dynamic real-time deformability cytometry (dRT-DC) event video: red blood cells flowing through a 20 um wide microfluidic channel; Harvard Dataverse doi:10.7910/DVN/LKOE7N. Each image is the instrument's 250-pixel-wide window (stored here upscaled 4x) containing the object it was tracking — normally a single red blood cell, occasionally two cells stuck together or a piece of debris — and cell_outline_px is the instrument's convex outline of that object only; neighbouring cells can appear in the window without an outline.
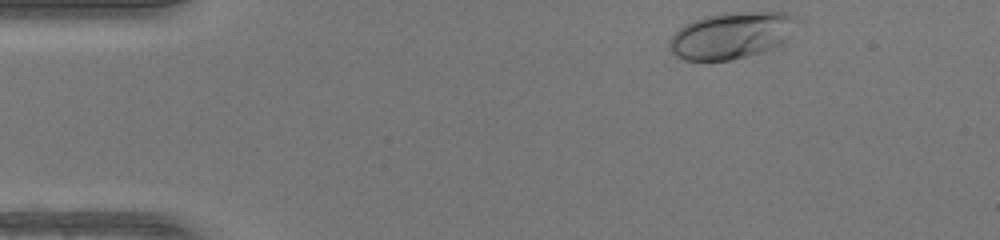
{"species": "human", "species_latin": "Homo sapiens", "temperature_condition": "warm", "stored_images_in_passage": 35, "camera_frame_rate_fps": 3000, "um_per_image_px": 0.085, "donor": {"sex": "female"}, "frame": {"image": 1, "passage_image": 1, "time_ms": 0.0, "image_size_px": [1000, 240], "cell_outline_px": [[800, 16], [784, 40], [760, 52], [748, 56], [732, 60], [684, 60], [676, 56], [668, 48], [668, 40], [684, 24], [704, 16], [724, 12], [784, 12]], "centroid_in_image_um": [62.11, 2.99], "position_along_channel_um": 22.9, "area_um2": 34.33}}
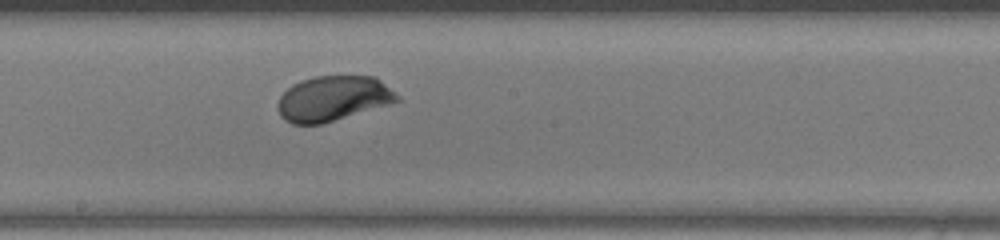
{"frame": {"image": 2, "passage_image": 21, "time_ms": 6.667, "image_size_px": [1000, 240], "cell_outline_px": [[404, 100], [324, 124], [292, 124], [284, 120], [280, 116], [276, 108], [276, 104], [280, 96], [292, 84], [300, 80], [316, 76], [376, 76], [400, 96]], "centroid_in_image_um": [28.32, 8.38], "position_along_channel_um": 219.9, "area_um2": 31.96}}
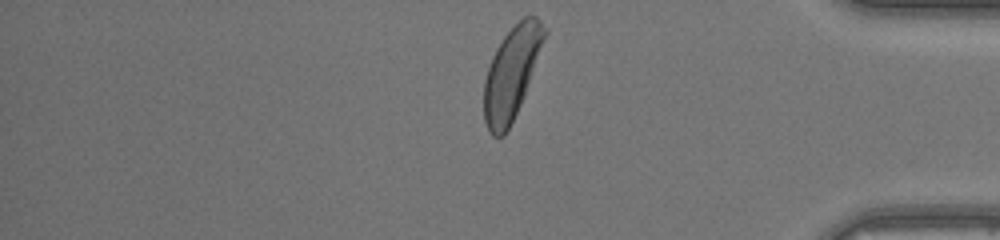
{"frame": {"image": 3, "passage_image": 35, "time_ms": 11.333, "image_size_px": [1000, 240], "cell_outline_px": [[548, 32], [524, 96], [504, 136], [492, 136], [488, 132], [484, 120], [484, 80], [492, 56], [496, 48], [504, 36], [524, 16], [536, 16], [540, 20]], "centroid_in_image_um": [43.48, 6.2], "position_along_channel_um": 391.7, "area_um2": 32.14}, "authors_computed_cell_mechanics": {"area_um2": 31.212, "velocity_mm_per_s": 4.2433, "shape_relaxation_time_tau1_ms": 1.5405, "shape_relaxation_time_tau2_ms": null, "deformation_change_tau1": 0.1161, "deformation_change_tau2": null}}